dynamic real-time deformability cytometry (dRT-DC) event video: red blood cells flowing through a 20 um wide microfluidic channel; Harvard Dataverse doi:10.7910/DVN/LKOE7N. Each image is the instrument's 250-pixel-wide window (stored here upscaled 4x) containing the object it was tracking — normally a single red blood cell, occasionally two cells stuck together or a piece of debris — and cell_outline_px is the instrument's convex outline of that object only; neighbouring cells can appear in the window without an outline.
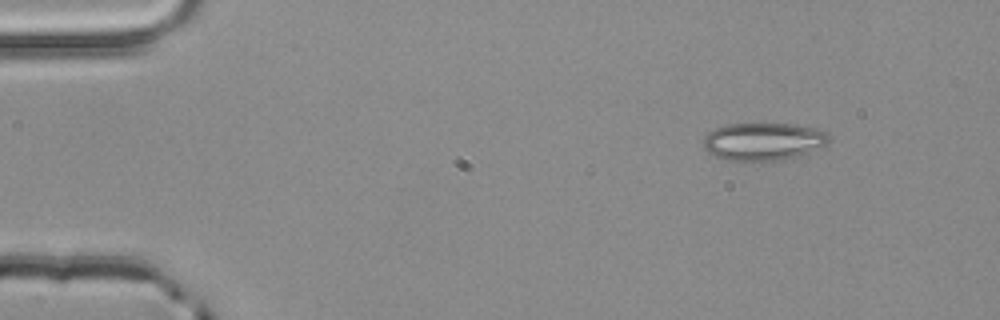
{"species": "common noctule bat (a hibernating species)", "species_latin": "Nyctalus noctula", "temperature_condition": "room temperature", "stored_images_in_passage": 3, "camera_frame_rate_fps": 3000, "um_per_image_px": 0.085, "animal": {"sex": "male", "body_mass_g": 20.4}, "frame": {"image": 1, "passage_image": 1, "time_ms": 0.0, "image_size_px": [1000, 320], "cell_outline_px": [[828, 140], [824, 144], [800, 156], [780, 160], [724, 160], [712, 156], [704, 148], [704, 136], [708, 132], [724, 124], [792, 124], [812, 128], [824, 132], [828, 136]], "centroid_in_image_um": [64.79, 12.03], "position_along_channel_um": 20.2, "area_um2": 27.22}}
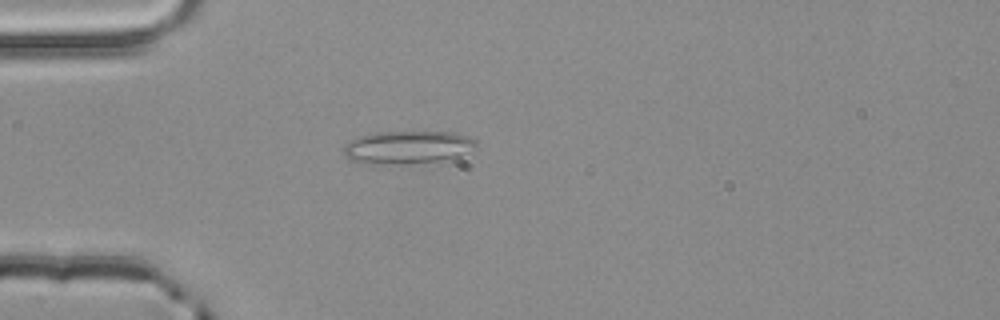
{"frame": {"image": 2, "passage_image": 3, "time_ms": 0.667, "image_size_px": [1000, 320], "cell_outline_px": [[476, 148], [456, 160], [396, 164], [364, 164], [348, 160], [344, 152], [344, 148], [352, 140], [360, 136], [376, 132], [452, 132], [468, 136], [476, 140]], "centroid_in_image_um": [34.72, 12.54], "position_along_channel_um": 50.3, "area_um2": 25.89}}